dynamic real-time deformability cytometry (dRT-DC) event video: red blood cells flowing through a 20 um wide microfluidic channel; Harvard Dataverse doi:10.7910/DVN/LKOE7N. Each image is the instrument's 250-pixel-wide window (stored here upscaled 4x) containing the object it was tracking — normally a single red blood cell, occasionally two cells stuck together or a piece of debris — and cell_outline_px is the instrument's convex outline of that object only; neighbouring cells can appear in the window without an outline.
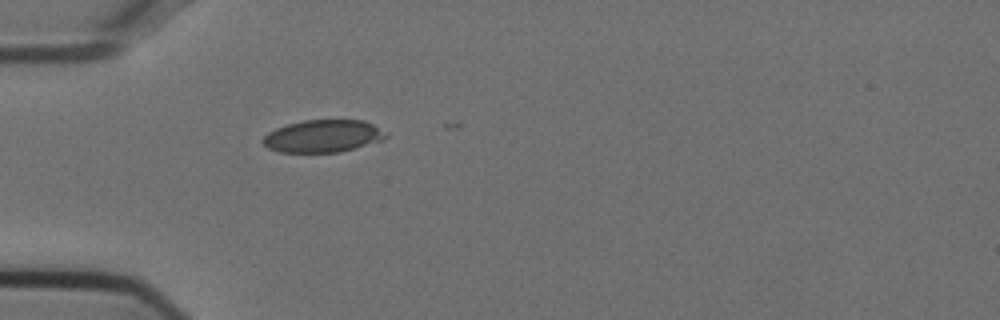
{"species": "Egyptian fruit bat (a non-hibernating species)", "species_latin": "Rousettus aegyptiacus", "temperature_condition": "cold", "stored_images_in_passage": 7, "camera_frame_rate_fps": 3000, "um_per_image_px": 0.085, "animal": {"sex": "female"}, "frame": {"image": 1, "passage_image": 2, "time_ms": 0.333, "image_size_px": [1000, 320], "cell_outline_px": [[388, 136], [384, 140], [336, 152], [280, 152], [268, 148], [260, 140], [268, 132], [276, 128], [288, 124], [304, 120], [364, 120], [388, 132]], "centroid_in_image_um": [27.46, 11.56], "position_along_channel_um": 57.5, "area_um2": 23.18}}